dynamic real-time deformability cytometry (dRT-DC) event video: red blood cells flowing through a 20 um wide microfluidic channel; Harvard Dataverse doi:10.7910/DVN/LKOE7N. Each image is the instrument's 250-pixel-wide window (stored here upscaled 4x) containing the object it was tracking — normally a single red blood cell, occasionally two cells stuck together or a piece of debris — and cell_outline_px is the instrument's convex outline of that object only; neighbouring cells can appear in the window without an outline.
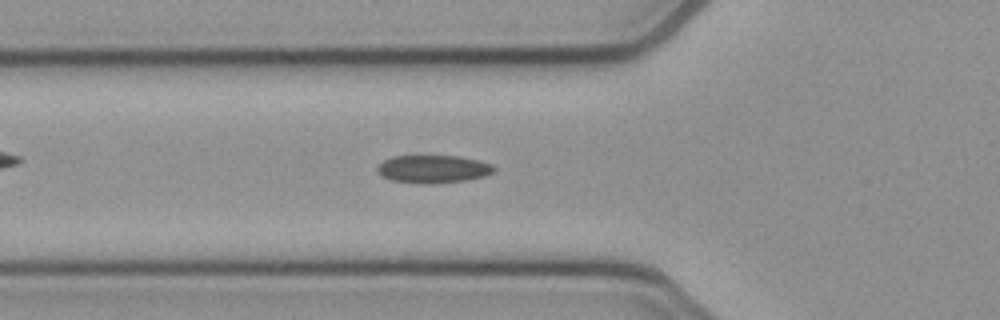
{"species": "common noctule bat (a hibernating species)", "species_latin": "Nyctalus noctula", "temperature_condition": "cold", "stored_images_in_passage": 38, "camera_frame_rate_fps": 3000, "um_per_image_px": 0.085, "animal": {"sex": "female", "body_mass_g": 21.9}, "frame": {"image": 1, "passage_image": 9, "time_ms": 2.667, "image_size_px": [1000, 320], "cell_outline_px": [[496, 168], [492, 172], [484, 176], [464, 180], [436, 184], [416, 184], [392, 180], [376, 172], [376, 168], [384, 160], [392, 156], [460, 156], [480, 160], [492, 164]], "centroid_in_image_um": [36.81, 14.37], "position_along_channel_um": 89.0, "area_um2": 19.07}}
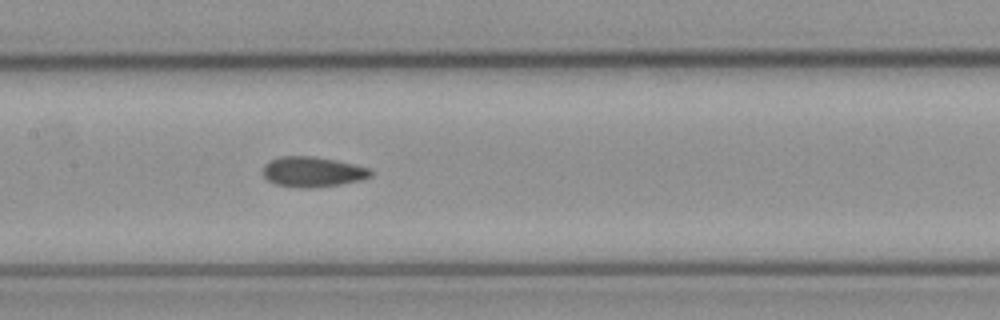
{"frame": {"image": 2, "passage_image": 16, "time_ms": 5.0, "image_size_px": [1000, 320], "cell_outline_px": [[372, 176], [360, 180], [340, 184], [316, 188], [300, 188], [276, 184], [268, 180], [264, 176], [264, 164], [280, 156], [312, 156], [336, 160], [368, 168], [372, 172]], "centroid_in_image_um": [26.57, 14.61], "position_along_channel_um": 180.8, "area_um2": 18.84}}
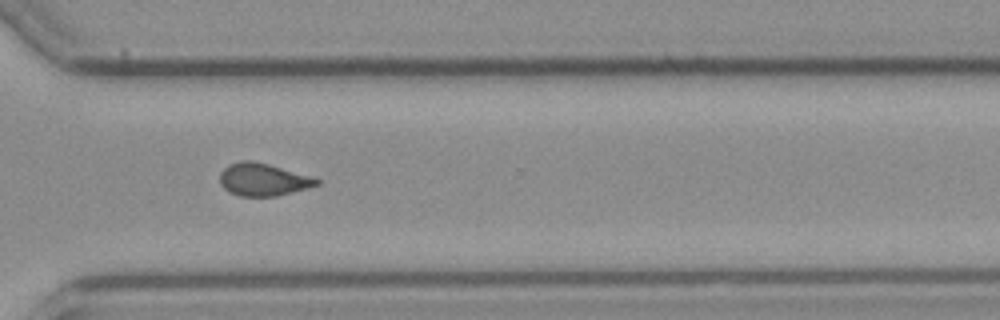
{"frame": {"image": 3, "passage_image": 29, "time_ms": 9.333, "image_size_px": [1000, 320], "cell_outline_px": [[320, 184], [308, 188], [276, 196], [240, 196], [228, 192], [220, 184], [220, 172], [228, 164], [240, 160], [252, 160], [268, 164], [312, 176], [320, 180]], "centroid_in_image_um": [22.35, 15.26], "position_along_channel_um": 348.3, "area_um2": 18.5}, "authors_computed_cell_mechanics": {"area_um2": 18.6405, "velocity_mm_per_s": 3.8848, "shape_relaxation_time_tau1_ms": null, "shape_relaxation_time_tau2_ms": 2.6287, "deformation_change_tau1": null, "deformation_change_tau2": 0.0829}}